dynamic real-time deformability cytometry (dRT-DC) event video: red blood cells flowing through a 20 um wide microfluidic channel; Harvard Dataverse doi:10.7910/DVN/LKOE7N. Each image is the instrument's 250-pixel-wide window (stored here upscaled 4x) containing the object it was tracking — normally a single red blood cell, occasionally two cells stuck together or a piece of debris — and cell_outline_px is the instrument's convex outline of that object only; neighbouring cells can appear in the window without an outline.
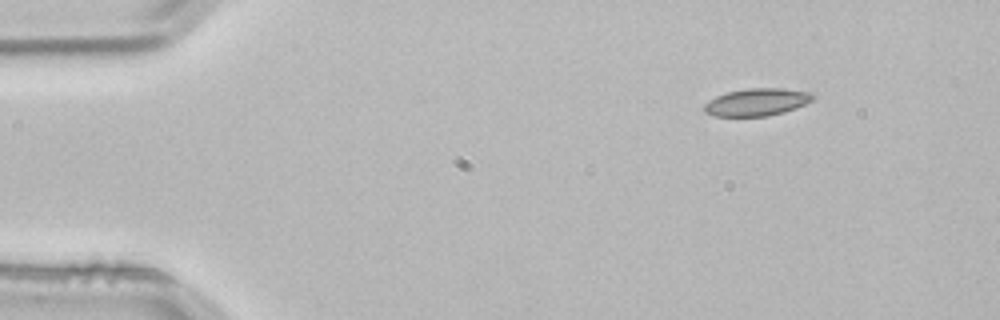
{"species": "common noctule bat (a hibernating species)", "species_latin": "Nyctalus noctula", "temperature_condition": "room temperature", "stored_images_in_passage": 3, "camera_frame_rate_fps": 3000, "um_per_image_px": 0.085, "animal": {"sex": "male", "body_mass_g": 21.5, "forearm_length_mm": 52.0}, "frame": {"image": 1, "passage_image": 1, "time_ms": 0.0, "image_size_px": [1000, 320], "cell_outline_px": [[816, 96], [812, 100], [796, 108], [784, 112], [768, 116], [712, 116], [704, 112], [704, 104], [716, 96], [728, 92], [748, 88], [780, 88], [812, 92]], "centroid_in_image_um": [64.34, 8.68], "position_along_channel_um": 20.7, "area_um2": 17.4}}
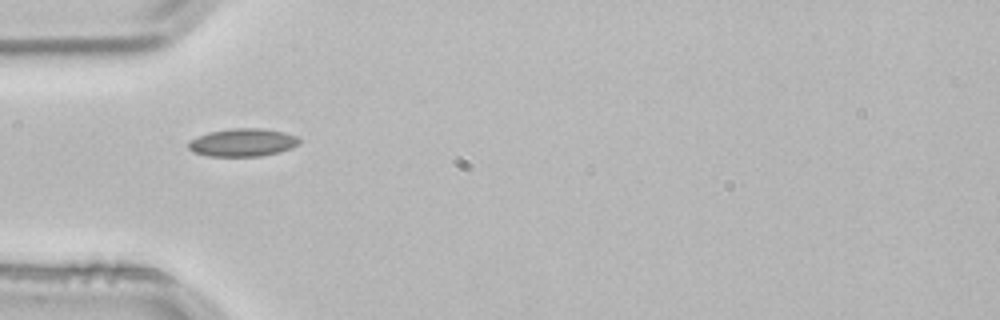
{"frame": {"image": 2, "passage_image": 3, "time_ms": 0.667, "image_size_px": [1000, 320], "cell_outline_px": [[300, 144], [292, 148], [280, 152], [260, 156], [208, 156], [192, 152], [188, 148], [188, 144], [192, 140], [208, 132], [232, 128], [260, 128], [284, 132], [296, 136], [300, 140]], "centroid_in_image_um": [20.65, 12.11], "position_along_channel_um": 64.3, "area_um2": 18.03}}